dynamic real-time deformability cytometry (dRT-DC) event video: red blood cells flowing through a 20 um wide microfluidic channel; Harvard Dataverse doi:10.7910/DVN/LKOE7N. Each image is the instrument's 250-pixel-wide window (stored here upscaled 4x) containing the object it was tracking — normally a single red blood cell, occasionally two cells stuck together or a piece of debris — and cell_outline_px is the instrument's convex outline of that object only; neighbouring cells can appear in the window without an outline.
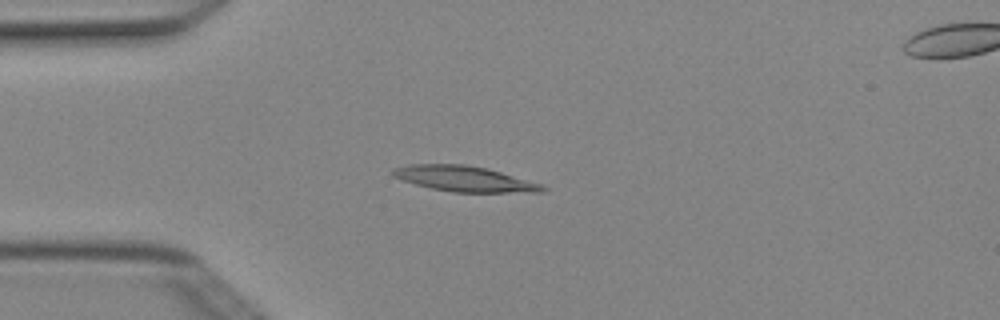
{"species": "Egyptian fruit bat (a non-hibernating species)", "species_latin": "Rousettus aegyptiacus", "temperature_condition": "cold", "stored_images_in_passage": 4, "camera_frame_rate_fps": 3000, "um_per_image_px": 0.085, "animal": {"sex": "female"}, "frame": {"image": 1, "passage_image": 3, "time_ms": 0.667, "image_size_px": [1000, 320], "cell_outline_px": [[548, 188], [544, 192], [452, 192], [432, 188], [416, 184], [392, 176], [388, 172], [392, 168], [408, 164], [464, 164], [488, 168], [544, 184]], "centroid_in_image_um": [39.49, 15.19], "position_along_channel_um": 45.5, "area_um2": 22.48}}